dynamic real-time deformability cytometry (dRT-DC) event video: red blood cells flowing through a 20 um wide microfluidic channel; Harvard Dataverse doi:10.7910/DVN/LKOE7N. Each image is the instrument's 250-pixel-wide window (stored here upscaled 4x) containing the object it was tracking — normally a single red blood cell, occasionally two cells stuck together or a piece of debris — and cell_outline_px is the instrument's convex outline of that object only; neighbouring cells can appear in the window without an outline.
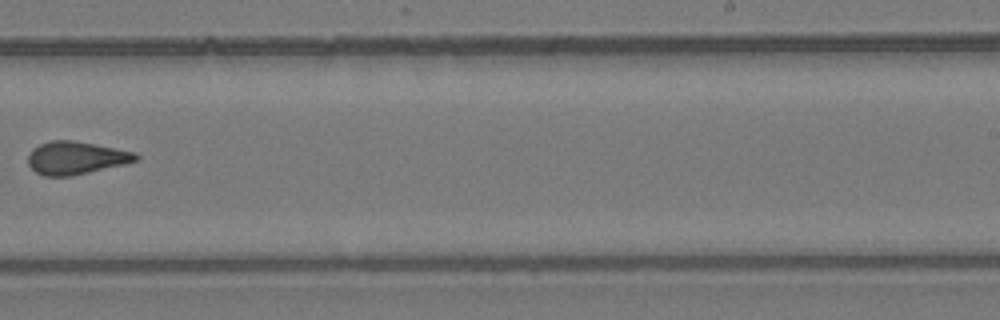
{"species": "common noctule bat (a hibernating species)", "species_latin": "Nyctalus noctula", "temperature_condition": "room temperature", "stored_images_in_passage": 11, "camera_frame_rate_fps": 3000, "um_per_image_px": 0.085, "animal": {"sex": "female", "body_mass_g": 24.6, "forearm_length_mm": 56.2}, "frame": {"image": 1, "passage_image": 11, "time_ms": 12.333, "image_size_px": [1000, 320], "cell_outline_px": [[140, 156], [136, 160], [124, 164], [72, 176], [44, 176], [36, 172], [28, 164], [28, 156], [32, 148], [40, 144], [52, 140], [72, 140], [132, 152]], "centroid_in_image_um": [6.39, 13.43], "position_along_channel_um": 282.6, "area_um2": 20.29}}